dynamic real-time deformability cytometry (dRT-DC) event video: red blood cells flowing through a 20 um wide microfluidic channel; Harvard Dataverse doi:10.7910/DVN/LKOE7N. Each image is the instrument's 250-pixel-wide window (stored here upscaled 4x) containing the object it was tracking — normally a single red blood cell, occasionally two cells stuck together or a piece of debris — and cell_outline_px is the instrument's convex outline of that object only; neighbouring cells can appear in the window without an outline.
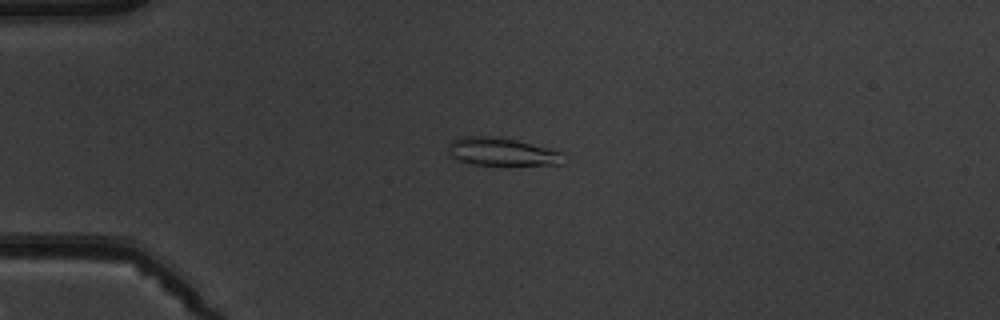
{"species": "common noctule bat (a hibernating species)", "species_latin": "Nyctalus noctula", "temperature_condition": "warm", "stored_images_in_passage": 4, "camera_frame_rate_fps": 3000, "um_per_image_px": 0.085, "animal": {"sex": "male", "body_mass_g": 19.5, "forearm_length_mm": 54.6}, "frame": {"image": 1, "passage_image": 3, "time_ms": 2.333, "image_size_px": [1000, 320], "cell_outline_px": [[568, 156], [564, 164], [472, 164], [460, 160], [452, 156], [448, 152], [448, 144], [452, 140], [460, 136], [496, 136], [516, 140], [568, 152]], "centroid_in_image_um": [42.75, 12.88], "position_along_channel_um": 42.2, "area_um2": 19.02}}